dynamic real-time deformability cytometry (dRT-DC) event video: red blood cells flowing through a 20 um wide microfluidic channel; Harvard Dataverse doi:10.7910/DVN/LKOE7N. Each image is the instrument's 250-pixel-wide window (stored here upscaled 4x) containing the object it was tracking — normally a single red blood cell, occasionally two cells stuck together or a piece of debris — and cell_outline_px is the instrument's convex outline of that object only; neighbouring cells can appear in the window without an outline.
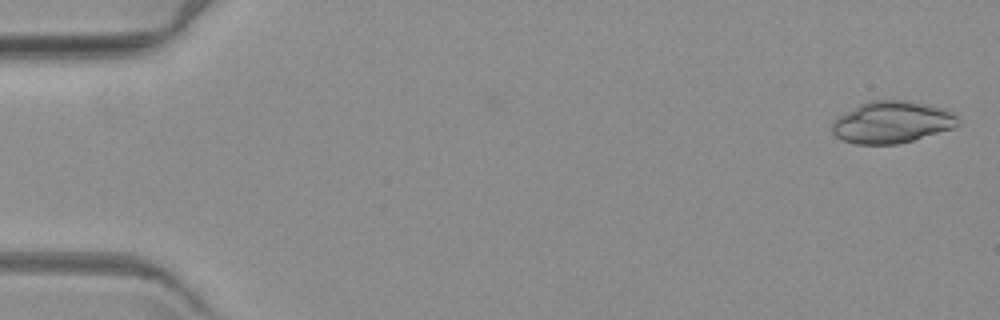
{"species": "common noctule bat (a hibernating species)", "species_latin": "Nyctalus noctula", "temperature_condition": "warm", "stored_images_in_passage": 2, "camera_frame_rate_fps": 3000, "um_per_image_px": 0.085, "animal": {"sex": "female", "body_mass_g": 19.3, "forearm_length_mm": 54.1}, "frame": {"image": 1, "passage_image": 2, "time_ms": 1.0, "image_size_px": [1000, 320], "cell_outline_px": [[960, 124], [952, 128], [912, 140], [896, 144], [856, 144], [844, 140], [836, 136], [832, 132], [832, 124], [836, 116], [860, 104], [872, 100], [908, 100], [944, 108], [956, 112], [960, 120]], "centroid_in_image_um": [75.83, 10.37], "position_along_channel_um": 9.2, "area_um2": 30.87}}